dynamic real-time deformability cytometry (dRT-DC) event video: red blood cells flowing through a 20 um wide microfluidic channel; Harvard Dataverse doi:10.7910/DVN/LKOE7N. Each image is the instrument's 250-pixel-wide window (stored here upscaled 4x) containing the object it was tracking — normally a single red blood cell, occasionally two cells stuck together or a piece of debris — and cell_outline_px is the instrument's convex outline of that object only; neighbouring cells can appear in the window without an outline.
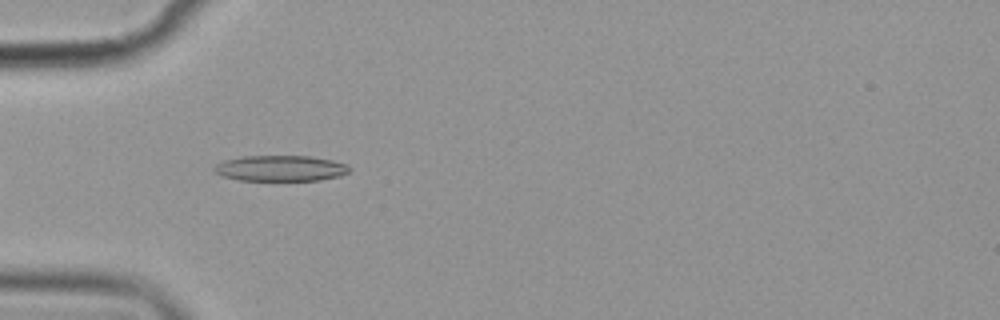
{"species": "common noctule bat (a hibernating species)", "species_latin": "Nyctalus noctula", "temperature_condition": "cold", "stored_images_in_passage": 42, "camera_frame_rate_fps": 3000, "um_per_image_px": 0.085, "animal": {"sex": "female", "body_mass_g": 19.9}, "frame": {"image": 1, "passage_image": 3, "time_ms": 0.667, "image_size_px": [1000, 320], "cell_outline_px": [[352, 168], [348, 172], [340, 176], [320, 180], [240, 180], [220, 176], [212, 168], [216, 164], [224, 160], [244, 156], [308, 156], [332, 160], [348, 164]], "centroid_in_image_um": [23.85, 14.3], "position_along_channel_um": 61.1, "area_um2": 20.35}}
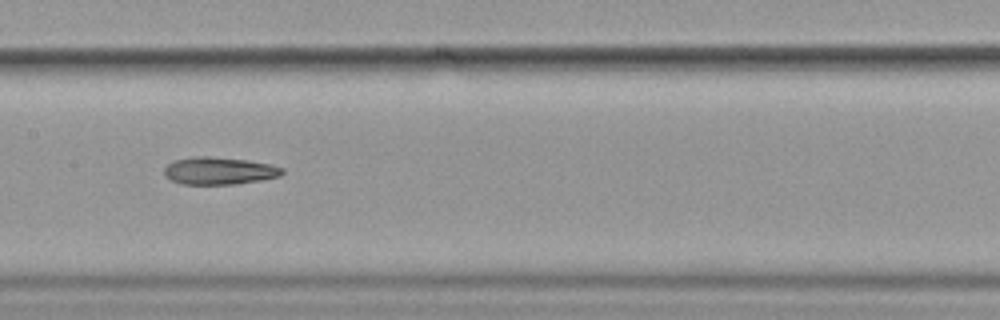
{"frame": {"image": 2, "passage_image": 14, "time_ms": 4.333, "image_size_px": [1000, 320], "cell_outline_px": [[284, 172], [280, 176], [260, 180], [236, 184], [184, 184], [172, 180], [164, 176], [164, 168], [172, 160], [192, 156], [208, 156], [248, 160], [268, 164], [284, 168]], "centroid_in_image_um": [18.6, 14.51], "position_along_channel_um": 188.8, "area_um2": 18.9}}
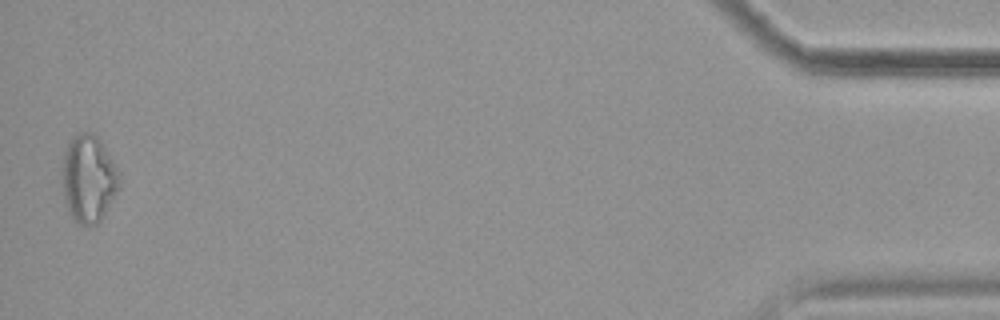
{"frame": {"image": 3, "passage_image": 41, "time_ms": 13.333, "image_size_px": [1000, 320], "cell_outline_px": [[120, 188], [100, 220], [96, 224], [80, 224], [72, 220], [68, 212], [64, 196], [60, 172], [64, 148], [72, 136], [76, 132], [96, 132], [104, 144], [120, 172]], "centroid_in_image_um": [7.51, 15.12], "position_along_channel_um": 427.7, "area_um2": 30.06}}